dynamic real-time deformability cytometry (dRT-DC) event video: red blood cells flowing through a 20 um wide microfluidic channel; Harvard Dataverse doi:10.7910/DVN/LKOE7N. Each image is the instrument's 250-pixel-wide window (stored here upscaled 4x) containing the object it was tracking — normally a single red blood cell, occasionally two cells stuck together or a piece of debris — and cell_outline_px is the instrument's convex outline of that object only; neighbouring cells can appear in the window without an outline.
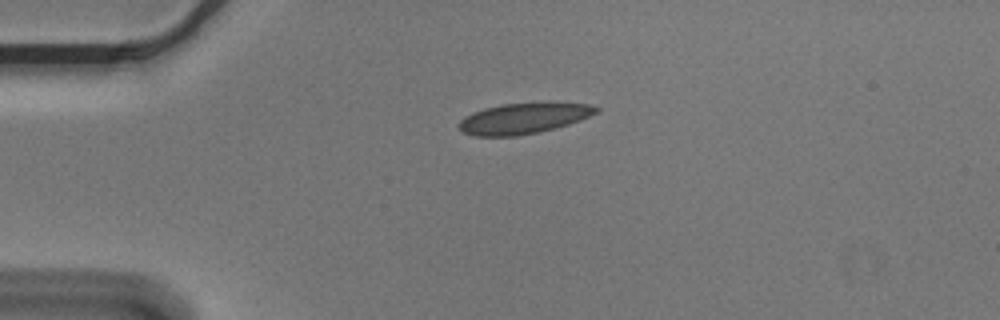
{"species": "Egyptian fruit bat (a non-hibernating species)", "species_latin": "Rousettus aegyptiacus", "temperature_condition": "cold", "stored_images_in_passage": 3, "camera_frame_rate_fps": 3000, "um_per_image_px": 0.085, "animal": {"sex": "male"}, "frame": {"image": 1, "passage_image": 1, "time_ms": 0.0, "image_size_px": [1000, 320], "cell_outline_px": [[600, 108], [596, 112], [580, 120], [568, 124], [536, 132], [516, 136], [472, 136], [460, 132], [460, 120], [464, 116], [472, 112], [484, 108], [504, 104], [592, 104]], "centroid_in_image_um": [44.41, 10.08], "position_along_channel_um": 40.6, "area_um2": 23.87}}
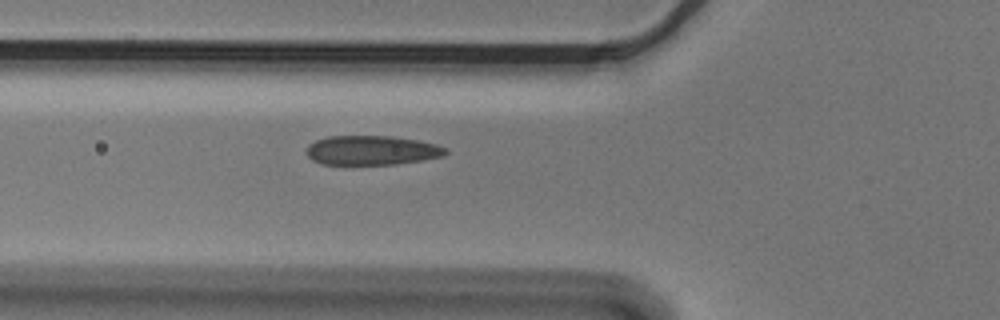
{"frame": {"image": 2, "passage_image": 3, "time_ms": 0.667, "image_size_px": [1000, 320], "cell_outline_px": [[448, 152], [444, 156], [396, 164], [320, 164], [312, 160], [308, 156], [308, 144], [316, 140], [328, 136], [392, 136], [420, 140], [436, 144], [448, 148]], "centroid_in_image_um": [31.63, 12.77], "position_along_channel_um": 94.2, "area_um2": 23.87}}